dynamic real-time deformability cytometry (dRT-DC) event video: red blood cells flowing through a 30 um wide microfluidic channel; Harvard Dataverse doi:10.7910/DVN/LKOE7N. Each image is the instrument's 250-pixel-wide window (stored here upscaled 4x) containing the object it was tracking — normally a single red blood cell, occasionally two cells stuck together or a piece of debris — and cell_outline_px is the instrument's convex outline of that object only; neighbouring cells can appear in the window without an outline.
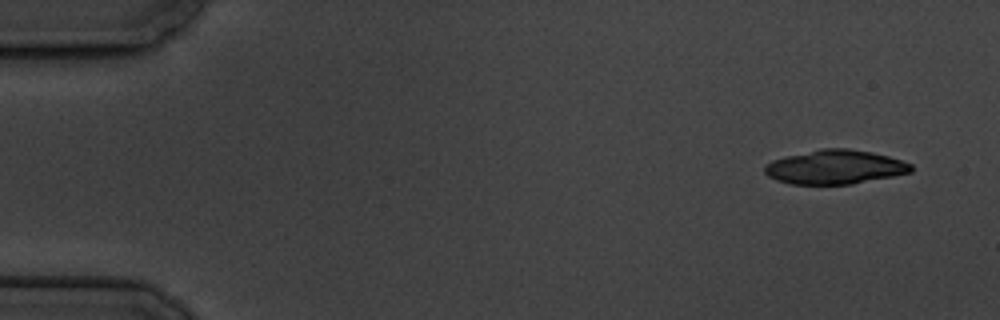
{"species": "common noctule bat (a hibernating species)", "species_latin": "Nyctalus noctula", "temperature_condition": "cold", "stored_images_in_passage": 5, "camera_frame_rate_fps": 3000, "um_per_image_px": 0.085, "animal": {"sex": "male", "body_mass_g": 19.5, "forearm_length_mm": 54.6}, "frame": {"image": 1, "passage_image": 1, "time_ms": 0.0, "image_size_px": [1000, 320], "cell_outline_px": [[912, 172], [852, 184], [788, 184], [776, 180], [768, 176], [764, 172], [764, 164], [772, 160], [784, 156], [820, 148], [848, 148], [872, 152], [888, 156], [912, 164]], "centroid_in_image_um": [70.93, 14.19], "position_along_channel_um": 14.1, "area_um2": 29.25}}